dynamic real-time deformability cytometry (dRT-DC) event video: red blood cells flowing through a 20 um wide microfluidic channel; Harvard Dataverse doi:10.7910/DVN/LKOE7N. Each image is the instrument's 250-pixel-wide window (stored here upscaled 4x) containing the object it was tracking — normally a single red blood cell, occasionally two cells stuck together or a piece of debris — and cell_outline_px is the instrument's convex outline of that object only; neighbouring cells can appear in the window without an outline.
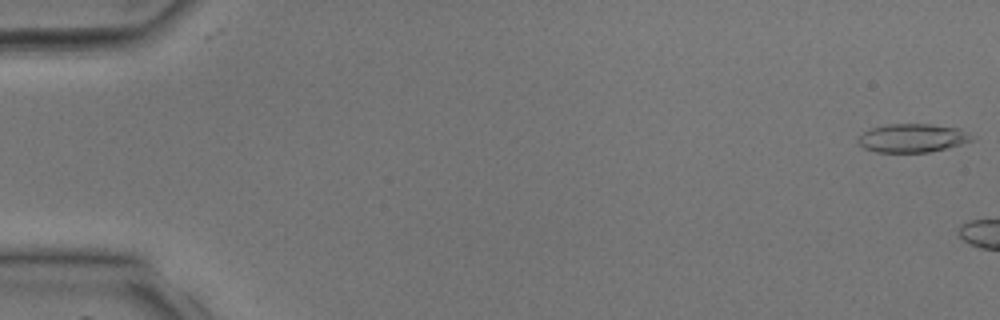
{"species": "common noctule bat (a hibernating species)", "species_latin": "Nyctalus noctula", "temperature_condition": "room temperature", "stored_images_in_passage": 5, "camera_frame_rate_fps": 3000, "um_per_image_px": 0.085, "animal": {"sex": "male", "body_mass_g": 17.9, "forearm_length_mm": 54.2}, "frame": {"image": 1, "passage_image": 1, "time_ms": 0.0, "image_size_px": [1000, 320], "cell_outline_px": [[976, 140], [964, 144], [948, 148], [928, 152], [876, 152], [864, 148], [856, 140], [864, 132], [872, 128], [888, 124], [932, 124], [960, 128], [976, 136]], "centroid_in_image_um": [77.65, 11.73], "position_along_channel_um": 7.3, "area_um2": 19.19}}